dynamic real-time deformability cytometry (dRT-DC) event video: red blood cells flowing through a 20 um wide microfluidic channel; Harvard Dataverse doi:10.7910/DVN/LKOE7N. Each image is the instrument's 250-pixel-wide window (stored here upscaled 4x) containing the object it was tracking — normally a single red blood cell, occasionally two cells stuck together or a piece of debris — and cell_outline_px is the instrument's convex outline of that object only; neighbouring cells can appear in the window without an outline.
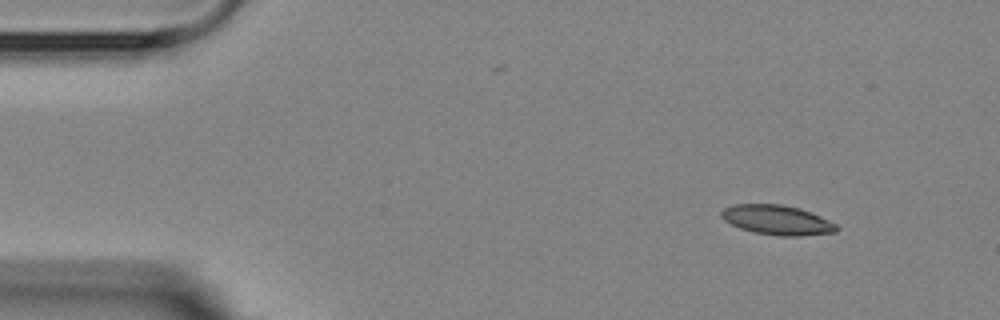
{"species": "Egyptian fruit bat (a non-hibernating species)", "species_latin": "Rousettus aegyptiacus", "temperature_condition": "room temperature", "stored_images_in_passage": 5, "camera_frame_rate_fps": 3000, "um_per_image_px": 0.085, "animal": {"sex": "female"}, "frame": {"image": 1, "passage_image": 2, "time_ms": 1.333, "image_size_px": [1000, 320], "cell_outline_px": [[840, 228], [836, 232], [800, 236], [776, 236], [756, 232], [740, 228], [724, 220], [720, 216], [720, 212], [724, 208], [736, 204], [780, 204], [800, 208], [812, 212], [836, 224]], "centroid_in_image_um": [66.07, 18.7], "position_along_channel_um": 18.9, "area_um2": 19.94}}
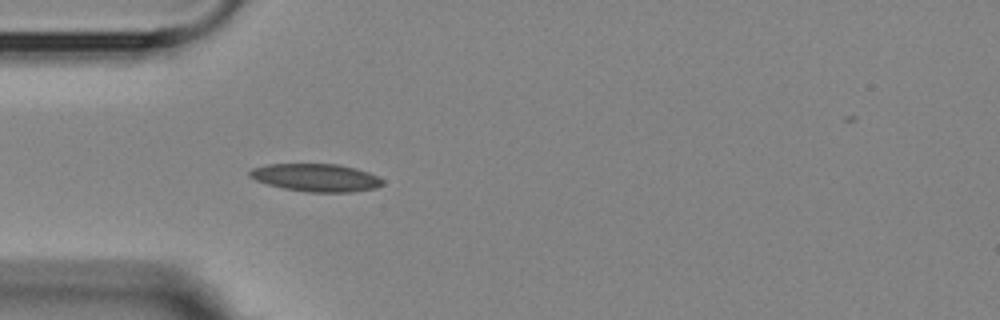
{"frame": {"image": 2, "passage_image": 5, "time_ms": 4.667, "image_size_px": [1000, 320], "cell_outline_px": [[384, 184], [376, 188], [352, 192], [308, 192], [284, 188], [268, 184], [256, 180], [248, 176], [248, 172], [252, 168], [268, 164], [340, 164], [356, 168], [368, 172], [384, 180]], "centroid_in_image_um": [26.87, 15.09], "position_along_channel_um": 58.1, "area_um2": 21.56}}